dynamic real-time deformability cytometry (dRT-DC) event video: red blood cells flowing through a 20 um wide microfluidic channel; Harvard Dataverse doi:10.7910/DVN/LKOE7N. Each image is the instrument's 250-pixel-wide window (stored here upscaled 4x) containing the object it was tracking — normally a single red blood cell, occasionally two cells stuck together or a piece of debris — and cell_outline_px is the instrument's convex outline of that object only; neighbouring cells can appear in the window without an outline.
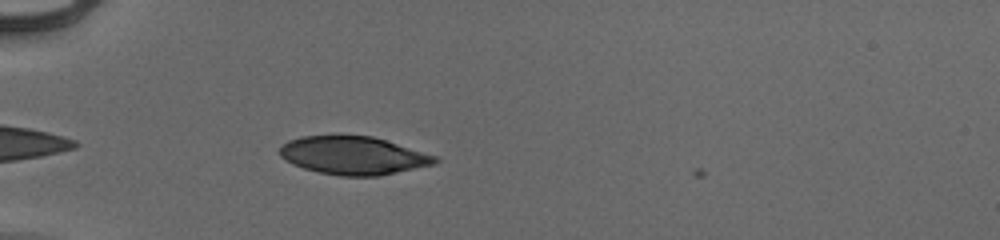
{"species": "human", "species_latin": "Homo sapiens", "temperature_condition": "cold", "stored_images_in_passage": 39, "camera_frame_rate_fps": 3000, "um_per_image_px": 0.085, "donor": {"sex": "male"}, "frame": {"image": 1, "passage_image": 3, "time_ms": 0.667, "image_size_px": [1000, 240], "cell_outline_px": [[440, 160], [436, 164], [380, 176], [340, 176], [320, 172], [304, 168], [292, 164], [280, 156], [280, 148], [288, 140], [300, 136], [372, 136], [436, 156]], "centroid_in_image_um": [30.04, 13.23], "position_along_channel_um": 55.0, "area_um2": 34.28}}
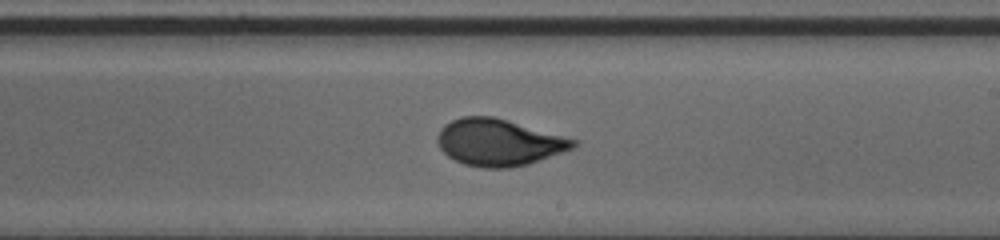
{"frame": {"image": 2, "passage_image": 19, "time_ms": 6.0, "image_size_px": [1000, 240], "cell_outline_px": [[580, 140], [576, 148], [528, 164], [508, 168], [484, 168], [464, 164], [448, 156], [440, 148], [436, 140], [436, 136], [440, 128], [444, 124], [460, 116], [492, 116], [508, 120]], "centroid_in_image_um": [42.42, 12.09], "position_along_channel_um": 246.6, "area_um2": 37.4}}
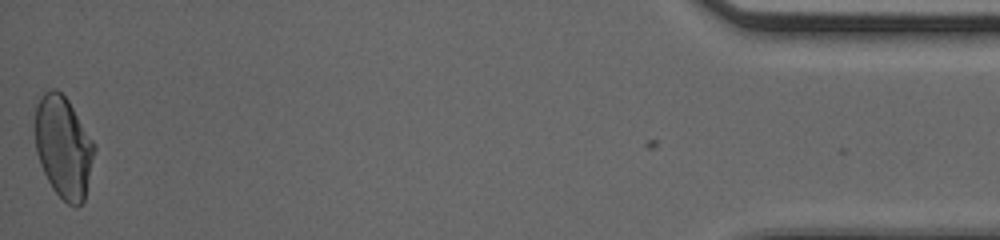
{"frame": {"image": 3, "passage_image": 39, "time_ms": 12.667, "image_size_px": [1000, 240], "cell_outline_px": [[96, 148], [84, 200], [76, 208], [68, 204], [52, 188], [40, 164], [36, 152], [32, 104], [44, 92], [52, 88], [56, 88], [68, 100], [96, 144]], "centroid_in_image_um": [5.35, 12.43], "position_along_channel_um": 429.8, "area_um2": 35.89}, "authors_computed_cell_mechanics": {"area_um2": 35.836, "velocity_mm_per_s": 3.9575, "shape_relaxation_time_tau1_ms": 3.7892, "shape_relaxation_time_tau2_ms": null, "deformation_change_tau1": 0.156, "deformation_change_tau2": null}}